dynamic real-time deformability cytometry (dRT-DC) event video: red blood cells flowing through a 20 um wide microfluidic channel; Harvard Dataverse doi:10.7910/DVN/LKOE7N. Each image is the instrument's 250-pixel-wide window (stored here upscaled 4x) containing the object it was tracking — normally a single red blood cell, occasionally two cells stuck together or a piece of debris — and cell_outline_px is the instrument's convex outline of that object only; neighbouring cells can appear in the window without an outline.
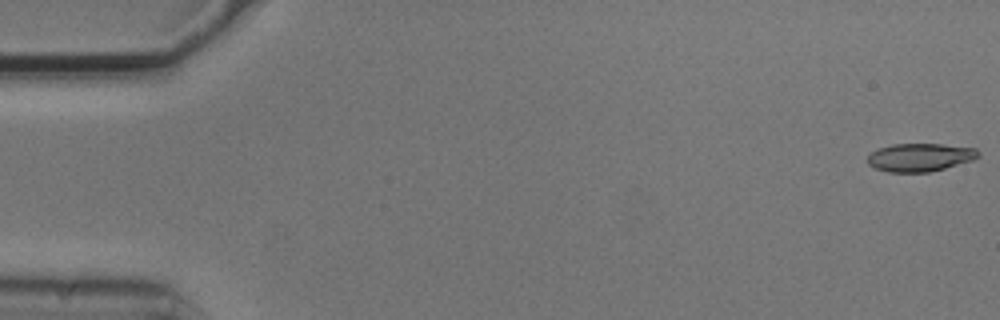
{"species": "common noctule bat (a hibernating species)", "species_latin": "Nyctalus noctula", "temperature_condition": "cold", "stored_images_in_passage": 9, "camera_frame_rate_fps": 3000, "um_per_image_px": 0.085, "animal": {"sex": "male", "body_mass_g": 20.5, "forearm_length_mm": 52.5}, "frame": {"image": 1, "passage_image": 1, "time_ms": 0.0, "image_size_px": [1000, 320], "cell_outline_px": [[980, 156], [972, 160], [944, 168], [928, 172], [888, 172], [876, 168], [868, 164], [868, 156], [872, 152], [880, 148], [892, 144], [940, 144], [976, 148], [980, 152]], "centroid_in_image_um": [78.21, 13.37], "position_along_channel_um": 6.8, "area_um2": 17.98}}
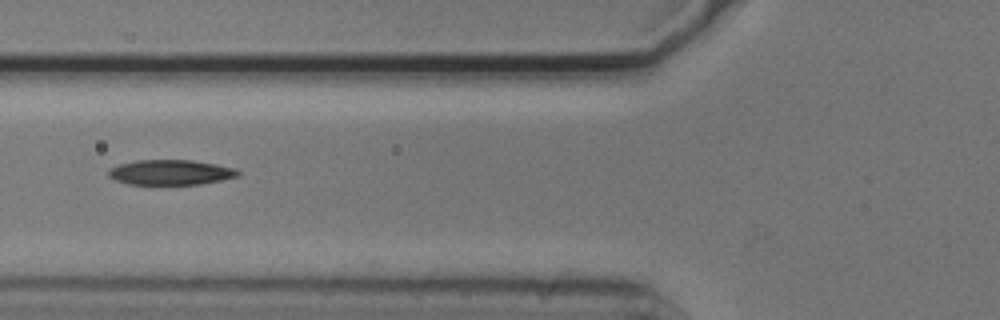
{"frame": {"image": 2, "passage_image": 6, "time_ms": 1.667, "image_size_px": [1000, 320], "cell_outline_px": [[240, 176], [200, 184], [128, 184], [116, 180], [108, 176], [108, 168], [120, 164], [136, 160], [192, 160], [216, 164], [236, 168], [240, 172]], "centroid_in_image_um": [14.51, 14.64], "position_along_channel_um": 111.3, "area_um2": 18.96}}
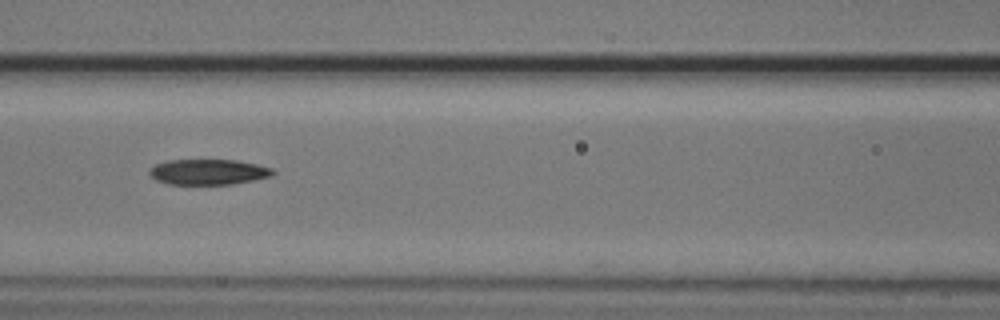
{"frame": {"image": 3, "passage_image": 7, "time_ms": 2.0, "image_size_px": [1000, 320], "cell_outline_px": [[276, 172], [272, 176], [232, 184], [168, 184], [156, 180], [148, 172], [156, 164], [168, 160], [236, 160], [256, 164], [272, 168]], "centroid_in_image_um": [17.72, 14.61], "position_along_channel_um": 148.9, "area_um2": 18.21}}